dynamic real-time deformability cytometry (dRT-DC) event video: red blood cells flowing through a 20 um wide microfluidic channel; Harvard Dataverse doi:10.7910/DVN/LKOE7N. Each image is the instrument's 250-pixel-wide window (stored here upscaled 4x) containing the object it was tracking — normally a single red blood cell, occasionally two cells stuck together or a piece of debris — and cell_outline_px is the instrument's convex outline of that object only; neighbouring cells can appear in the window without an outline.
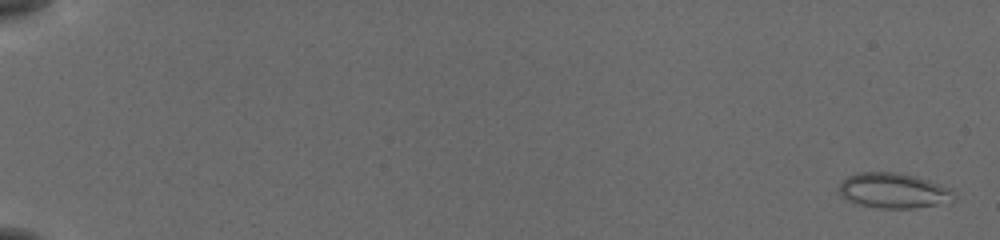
{"species": "common noctule bat (a hibernating species)", "species_latin": "Nyctalus noctula", "temperature_condition": "cold", "stored_images_in_passage": 56, "camera_frame_rate_fps": 3000, "um_per_image_px": 0.085, "animal": {"sex": "female", "body_mass_g": 19.5, "forearm_length_mm": 54.1}, "frame": {"image": 1, "passage_image": 2, "time_ms": 0.333, "image_size_px": [1000, 240], "cell_outline_px": [[956, 200], [936, 204], [912, 208], [880, 208], [860, 204], [848, 200], [840, 196], [840, 184], [848, 176], [860, 172], [892, 172], [912, 176], [948, 188]], "centroid_in_image_um": [75.88, 16.21], "position_along_channel_um": 9.1, "area_um2": 22.77}}
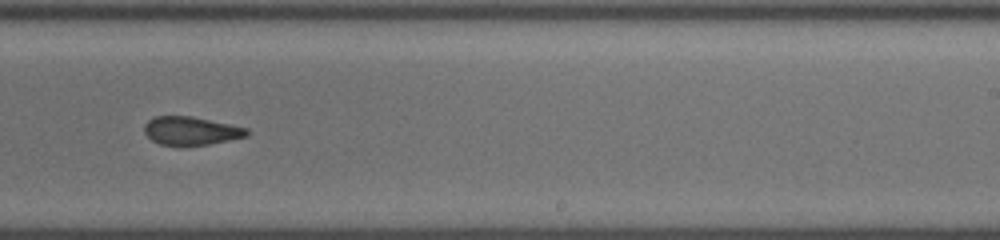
{"frame": {"image": 2, "passage_image": 38, "time_ms": 12.333, "image_size_px": [1000, 240], "cell_outline_px": [[248, 136], [208, 144], [176, 148], [160, 144], [152, 140], [144, 132], [144, 124], [148, 120], [156, 116], [192, 116], [248, 128]], "centroid_in_image_um": [16.19, 11.14], "position_along_channel_um": 272.8, "area_um2": 17.28}}
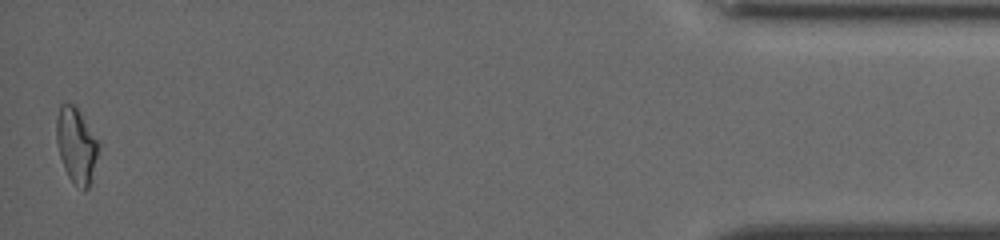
{"frame": {"image": 3, "passage_image": 56, "time_ms": 18.333, "image_size_px": [1000, 240], "cell_outline_px": [[100, 140], [88, 188], [84, 192], [72, 184], [64, 168], [60, 156], [56, 140], [56, 120], [60, 104], [72, 104], [76, 108]], "centroid_in_image_um": [6.47, 12.37], "position_along_channel_um": 428.7, "area_um2": 18.32}, "authors_computed_cell_mechanics": {"area_um2": 18.0047, "velocity_mm_per_s": 3.8331, "shape_relaxation_time_tau1_ms": null, "shape_relaxation_time_tau2_ms": 2.5541, "deformation_change_tau1": null, "deformation_change_tau2": 0.0879}}